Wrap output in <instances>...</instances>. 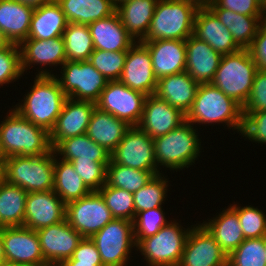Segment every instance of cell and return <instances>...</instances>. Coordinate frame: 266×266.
<instances>
[{"label": "cell", "instance_id": "obj_61", "mask_svg": "<svg viewBox=\"0 0 266 266\" xmlns=\"http://www.w3.org/2000/svg\"><path fill=\"white\" fill-rule=\"evenodd\" d=\"M263 243H264L265 258H266V234L263 236Z\"/></svg>", "mask_w": 266, "mask_h": 266}, {"label": "cell", "instance_id": "obj_58", "mask_svg": "<svg viewBox=\"0 0 266 266\" xmlns=\"http://www.w3.org/2000/svg\"><path fill=\"white\" fill-rule=\"evenodd\" d=\"M0 266H26V265H22V264H17V263H10V262H2L0 263Z\"/></svg>", "mask_w": 266, "mask_h": 266}, {"label": "cell", "instance_id": "obj_42", "mask_svg": "<svg viewBox=\"0 0 266 266\" xmlns=\"http://www.w3.org/2000/svg\"><path fill=\"white\" fill-rule=\"evenodd\" d=\"M127 51L94 50L88 62L108 81L119 80L125 65Z\"/></svg>", "mask_w": 266, "mask_h": 266}, {"label": "cell", "instance_id": "obj_18", "mask_svg": "<svg viewBox=\"0 0 266 266\" xmlns=\"http://www.w3.org/2000/svg\"><path fill=\"white\" fill-rule=\"evenodd\" d=\"M66 204L53 191L27 194L24 224L26 228L39 230L65 220Z\"/></svg>", "mask_w": 266, "mask_h": 266}, {"label": "cell", "instance_id": "obj_36", "mask_svg": "<svg viewBox=\"0 0 266 266\" xmlns=\"http://www.w3.org/2000/svg\"><path fill=\"white\" fill-rule=\"evenodd\" d=\"M53 191L65 204L83 198L91 192L76 173L73 164L60 158L58 160V157L54 160Z\"/></svg>", "mask_w": 266, "mask_h": 266}, {"label": "cell", "instance_id": "obj_38", "mask_svg": "<svg viewBox=\"0 0 266 266\" xmlns=\"http://www.w3.org/2000/svg\"><path fill=\"white\" fill-rule=\"evenodd\" d=\"M62 38L67 61H88L94 51L93 40L86 24L68 23Z\"/></svg>", "mask_w": 266, "mask_h": 266}, {"label": "cell", "instance_id": "obj_21", "mask_svg": "<svg viewBox=\"0 0 266 266\" xmlns=\"http://www.w3.org/2000/svg\"><path fill=\"white\" fill-rule=\"evenodd\" d=\"M149 50L155 77L182 73L186 67L185 40L140 41Z\"/></svg>", "mask_w": 266, "mask_h": 266}, {"label": "cell", "instance_id": "obj_14", "mask_svg": "<svg viewBox=\"0 0 266 266\" xmlns=\"http://www.w3.org/2000/svg\"><path fill=\"white\" fill-rule=\"evenodd\" d=\"M197 225L191 226L178 266H227V254L202 223Z\"/></svg>", "mask_w": 266, "mask_h": 266}, {"label": "cell", "instance_id": "obj_54", "mask_svg": "<svg viewBox=\"0 0 266 266\" xmlns=\"http://www.w3.org/2000/svg\"><path fill=\"white\" fill-rule=\"evenodd\" d=\"M190 3L194 4L197 8H209L211 5H214L217 0H187Z\"/></svg>", "mask_w": 266, "mask_h": 266}, {"label": "cell", "instance_id": "obj_55", "mask_svg": "<svg viewBox=\"0 0 266 266\" xmlns=\"http://www.w3.org/2000/svg\"><path fill=\"white\" fill-rule=\"evenodd\" d=\"M11 41L6 37V35L0 30V51L8 48L11 45Z\"/></svg>", "mask_w": 266, "mask_h": 266}, {"label": "cell", "instance_id": "obj_3", "mask_svg": "<svg viewBox=\"0 0 266 266\" xmlns=\"http://www.w3.org/2000/svg\"><path fill=\"white\" fill-rule=\"evenodd\" d=\"M186 121L192 125L225 123L230 130L232 128L241 133L242 106L212 83L199 84L191 109L186 114Z\"/></svg>", "mask_w": 266, "mask_h": 266}, {"label": "cell", "instance_id": "obj_22", "mask_svg": "<svg viewBox=\"0 0 266 266\" xmlns=\"http://www.w3.org/2000/svg\"><path fill=\"white\" fill-rule=\"evenodd\" d=\"M186 67L185 71L198 84L211 83L222 59V55L195 36L185 40Z\"/></svg>", "mask_w": 266, "mask_h": 266}, {"label": "cell", "instance_id": "obj_7", "mask_svg": "<svg viewBox=\"0 0 266 266\" xmlns=\"http://www.w3.org/2000/svg\"><path fill=\"white\" fill-rule=\"evenodd\" d=\"M196 130L190 122L185 121L169 133L154 138L157 169H160V165L177 172L178 169L192 165L201 152V142Z\"/></svg>", "mask_w": 266, "mask_h": 266}, {"label": "cell", "instance_id": "obj_44", "mask_svg": "<svg viewBox=\"0 0 266 266\" xmlns=\"http://www.w3.org/2000/svg\"><path fill=\"white\" fill-rule=\"evenodd\" d=\"M162 209V207H156L136 214L133 221L134 239L153 236L169 223Z\"/></svg>", "mask_w": 266, "mask_h": 266}, {"label": "cell", "instance_id": "obj_43", "mask_svg": "<svg viewBox=\"0 0 266 266\" xmlns=\"http://www.w3.org/2000/svg\"><path fill=\"white\" fill-rule=\"evenodd\" d=\"M238 215L245 239L260 238L266 234V215L257 207L231 206Z\"/></svg>", "mask_w": 266, "mask_h": 266}, {"label": "cell", "instance_id": "obj_27", "mask_svg": "<svg viewBox=\"0 0 266 266\" xmlns=\"http://www.w3.org/2000/svg\"><path fill=\"white\" fill-rule=\"evenodd\" d=\"M130 127L125 121L96 107L88 124L86 135L112 153Z\"/></svg>", "mask_w": 266, "mask_h": 266}, {"label": "cell", "instance_id": "obj_48", "mask_svg": "<svg viewBox=\"0 0 266 266\" xmlns=\"http://www.w3.org/2000/svg\"><path fill=\"white\" fill-rule=\"evenodd\" d=\"M241 135L252 142L266 144V111L243 115Z\"/></svg>", "mask_w": 266, "mask_h": 266}, {"label": "cell", "instance_id": "obj_60", "mask_svg": "<svg viewBox=\"0 0 266 266\" xmlns=\"http://www.w3.org/2000/svg\"><path fill=\"white\" fill-rule=\"evenodd\" d=\"M257 2L266 10V0H257Z\"/></svg>", "mask_w": 266, "mask_h": 266}, {"label": "cell", "instance_id": "obj_53", "mask_svg": "<svg viewBox=\"0 0 266 266\" xmlns=\"http://www.w3.org/2000/svg\"><path fill=\"white\" fill-rule=\"evenodd\" d=\"M60 266H103V263H86L79 260H65Z\"/></svg>", "mask_w": 266, "mask_h": 266}, {"label": "cell", "instance_id": "obj_16", "mask_svg": "<svg viewBox=\"0 0 266 266\" xmlns=\"http://www.w3.org/2000/svg\"><path fill=\"white\" fill-rule=\"evenodd\" d=\"M36 232L47 266H60L71 258L73 251L84 238L68 224L66 219Z\"/></svg>", "mask_w": 266, "mask_h": 266}, {"label": "cell", "instance_id": "obj_57", "mask_svg": "<svg viewBox=\"0 0 266 266\" xmlns=\"http://www.w3.org/2000/svg\"><path fill=\"white\" fill-rule=\"evenodd\" d=\"M4 180V158L0 157V182Z\"/></svg>", "mask_w": 266, "mask_h": 266}, {"label": "cell", "instance_id": "obj_9", "mask_svg": "<svg viewBox=\"0 0 266 266\" xmlns=\"http://www.w3.org/2000/svg\"><path fill=\"white\" fill-rule=\"evenodd\" d=\"M103 266H127L134 240L133 222L114 218L91 237Z\"/></svg>", "mask_w": 266, "mask_h": 266}, {"label": "cell", "instance_id": "obj_4", "mask_svg": "<svg viewBox=\"0 0 266 266\" xmlns=\"http://www.w3.org/2000/svg\"><path fill=\"white\" fill-rule=\"evenodd\" d=\"M197 10L187 0H158L148 32L141 41L186 40L193 35Z\"/></svg>", "mask_w": 266, "mask_h": 266}, {"label": "cell", "instance_id": "obj_37", "mask_svg": "<svg viewBox=\"0 0 266 266\" xmlns=\"http://www.w3.org/2000/svg\"><path fill=\"white\" fill-rule=\"evenodd\" d=\"M160 171H142L115 163L112 159L106 168V184L134 194Z\"/></svg>", "mask_w": 266, "mask_h": 266}, {"label": "cell", "instance_id": "obj_12", "mask_svg": "<svg viewBox=\"0 0 266 266\" xmlns=\"http://www.w3.org/2000/svg\"><path fill=\"white\" fill-rule=\"evenodd\" d=\"M146 97L144 93L131 89L119 80L108 81L96 107L125 121L129 126H138Z\"/></svg>", "mask_w": 266, "mask_h": 266}, {"label": "cell", "instance_id": "obj_2", "mask_svg": "<svg viewBox=\"0 0 266 266\" xmlns=\"http://www.w3.org/2000/svg\"><path fill=\"white\" fill-rule=\"evenodd\" d=\"M0 146L3 158L36 157L52 150L50 133L22 117L13 108L1 121Z\"/></svg>", "mask_w": 266, "mask_h": 266}, {"label": "cell", "instance_id": "obj_15", "mask_svg": "<svg viewBox=\"0 0 266 266\" xmlns=\"http://www.w3.org/2000/svg\"><path fill=\"white\" fill-rule=\"evenodd\" d=\"M1 234L5 261L26 266H47L35 230L20 227H3Z\"/></svg>", "mask_w": 266, "mask_h": 266}, {"label": "cell", "instance_id": "obj_35", "mask_svg": "<svg viewBox=\"0 0 266 266\" xmlns=\"http://www.w3.org/2000/svg\"><path fill=\"white\" fill-rule=\"evenodd\" d=\"M27 194L5 180L0 182V228L23 226Z\"/></svg>", "mask_w": 266, "mask_h": 266}, {"label": "cell", "instance_id": "obj_52", "mask_svg": "<svg viewBox=\"0 0 266 266\" xmlns=\"http://www.w3.org/2000/svg\"><path fill=\"white\" fill-rule=\"evenodd\" d=\"M16 2L25 4L33 9L40 7L41 5L48 4L54 0H15Z\"/></svg>", "mask_w": 266, "mask_h": 266}, {"label": "cell", "instance_id": "obj_23", "mask_svg": "<svg viewBox=\"0 0 266 266\" xmlns=\"http://www.w3.org/2000/svg\"><path fill=\"white\" fill-rule=\"evenodd\" d=\"M193 36L208 43L222 56L241 49L229 30L209 8H198L194 18Z\"/></svg>", "mask_w": 266, "mask_h": 266}, {"label": "cell", "instance_id": "obj_20", "mask_svg": "<svg viewBox=\"0 0 266 266\" xmlns=\"http://www.w3.org/2000/svg\"><path fill=\"white\" fill-rule=\"evenodd\" d=\"M186 121V115L155 94L146 97L138 127L150 137L157 138L174 130Z\"/></svg>", "mask_w": 266, "mask_h": 266}, {"label": "cell", "instance_id": "obj_30", "mask_svg": "<svg viewBox=\"0 0 266 266\" xmlns=\"http://www.w3.org/2000/svg\"><path fill=\"white\" fill-rule=\"evenodd\" d=\"M68 21L56 0L33 10L28 38L51 39L63 35Z\"/></svg>", "mask_w": 266, "mask_h": 266}, {"label": "cell", "instance_id": "obj_51", "mask_svg": "<svg viewBox=\"0 0 266 266\" xmlns=\"http://www.w3.org/2000/svg\"><path fill=\"white\" fill-rule=\"evenodd\" d=\"M67 260H79L86 263H102L100 254L91 238H83L73 251L71 258Z\"/></svg>", "mask_w": 266, "mask_h": 266}, {"label": "cell", "instance_id": "obj_47", "mask_svg": "<svg viewBox=\"0 0 266 266\" xmlns=\"http://www.w3.org/2000/svg\"><path fill=\"white\" fill-rule=\"evenodd\" d=\"M243 115L266 111V71L257 70L250 96L242 107Z\"/></svg>", "mask_w": 266, "mask_h": 266}, {"label": "cell", "instance_id": "obj_31", "mask_svg": "<svg viewBox=\"0 0 266 266\" xmlns=\"http://www.w3.org/2000/svg\"><path fill=\"white\" fill-rule=\"evenodd\" d=\"M208 221L202 224L213 235L227 256L245 240L237 212L231 205Z\"/></svg>", "mask_w": 266, "mask_h": 266}, {"label": "cell", "instance_id": "obj_24", "mask_svg": "<svg viewBox=\"0 0 266 266\" xmlns=\"http://www.w3.org/2000/svg\"><path fill=\"white\" fill-rule=\"evenodd\" d=\"M21 68L24 74L25 70L30 69L35 63L41 65V68L47 65H63L66 59L65 45L62 36L51 39L27 38L19 44Z\"/></svg>", "mask_w": 266, "mask_h": 266}, {"label": "cell", "instance_id": "obj_59", "mask_svg": "<svg viewBox=\"0 0 266 266\" xmlns=\"http://www.w3.org/2000/svg\"><path fill=\"white\" fill-rule=\"evenodd\" d=\"M113 2V4L117 7L118 5H120L121 3L127 1V0H111Z\"/></svg>", "mask_w": 266, "mask_h": 266}, {"label": "cell", "instance_id": "obj_25", "mask_svg": "<svg viewBox=\"0 0 266 266\" xmlns=\"http://www.w3.org/2000/svg\"><path fill=\"white\" fill-rule=\"evenodd\" d=\"M94 50L128 51L137 41L126 31L117 12L88 24Z\"/></svg>", "mask_w": 266, "mask_h": 266}, {"label": "cell", "instance_id": "obj_62", "mask_svg": "<svg viewBox=\"0 0 266 266\" xmlns=\"http://www.w3.org/2000/svg\"><path fill=\"white\" fill-rule=\"evenodd\" d=\"M0 157H3V156H2V152H1V146H0Z\"/></svg>", "mask_w": 266, "mask_h": 266}, {"label": "cell", "instance_id": "obj_8", "mask_svg": "<svg viewBox=\"0 0 266 266\" xmlns=\"http://www.w3.org/2000/svg\"><path fill=\"white\" fill-rule=\"evenodd\" d=\"M176 221L163 226L158 233L144 239H134L137 250L148 266H178L191 228L184 230Z\"/></svg>", "mask_w": 266, "mask_h": 266}, {"label": "cell", "instance_id": "obj_1", "mask_svg": "<svg viewBox=\"0 0 266 266\" xmlns=\"http://www.w3.org/2000/svg\"><path fill=\"white\" fill-rule=\"evenodd\" d=\"M34 78V85L25 94L22 104L13 108L33 124L43 127L49 133L54 128L67 96L56 76L46 69H40Z\"/></svg>", "mask_w": 266, "mask_h": 266}, {"label": "cell", "instance_id": "obj_13", "mask_svg": "<svg viewBox=\"0 0 266 266\" xmlns=\"http://www.w3.org/2000/svg\"><path fill=\"white\" fill-rule=\"evenodd\" d=\"M111 159L122 166L142 171L157 169L153 138L138 126H131L111 153Z\"/></svg>", "mask_w": 266, "mask_h": 266}, {"label": "cell", "instance_id": "obj_46", "mask_svg": "<svg viewBox=\"0 0 266 266\" xmlns=\"http://www.w3.org/2000/svg\"><path fill=\"white\" fill-rule=\"evenodd\" d=\"M22 75L20 48L18 44L12 43L0 51V86L16 81Z\"/></svg>", "mask_w": 266, "mask_h": 266}, {"label": "cell", "instance_id": "obj_29", "mask_svg": "<svg viewBox=\"0 0 266 266\" xmlns=\"http://www.w3.org/2000/svg\"><path fill=\"white\" fill-rule=\"evenodd\" d=\"M157 1L127 0L116 7L124 28L135 40L141 41L146 36Z\"/></svg>", "mask_w": 266, "mask_h": 266}, {"label": "cell", "instance_id": "obj_17", "mask_svg": "<svg viewBox=\"0 0 266 266\" xmlns=\"http://www.w3.org/2000/svg\"><path fill=\"white\" fill-rule=\"evenodd\" d=\"M119 81L145 95L155 94L157 78L154 75L148 48L137 41L128 51Z\"/></svg>", "mask_w": 266, "mask_h": 266}, {"label": "cell", "instance_id": "obj_50", "mask_svg": "<svg viewBox=\"0 0 266 266\" xmlns=\"http://www.w3.org/2000/svg\"><path fill=\"white\" fill-rule=\"evenodd\" d=\"M249 52L259 70L266 71V20H264L254 37Z\"/></svg>", "mask_w": 266, "mask_h": 266}, {"label": "cell", "instance_id": "obj_28", "mask_svg": "<svg viewBox=\"0 0 266 266\" xmlns=\"http://www.w3.org/2000/svg\"><path fill=\"white\" fill-rule=\"evenodd\" d=\"M33 8L15 0H0V30L13 44L28 38Z\"/></svg>", "mask_w": 266, "mask_h": 266}, {"label": "cell", "instance_id": "obj_41", "mask_svg": "<svg viewBox=\"0 0 266 266\" xmlns=\"http://www.w3.org/2000/svg\"><path fill=\"white\" fill-rule=\"evenodd\" d=\"M227 266H266L263 237L245 239L228 256Z\"/></svg>", "mask_w": 266, "mask_h": 266}, {"label": "cell", "instance_id": "obj_39", "mask_svg": "<svg viewBox=\"0 0 266 266\" xmlns=\"http://www.w3.org/2000/svg\"><path fill=\"white\" fill-rule=\"evenodd\" d=\"M161 175L163 174L154 175L145 186L133 194L135 216L139 212L162 207L167 196L168 181L164 175L163 177Z\"/></svg>", "mask_w": 266, "mask_h": 266}, {"label": "cell", "instance_id": "obj_10", "mask_svg": "<svg viewBox=\"0 0 266 266\" xmlns=\"http://www.w3.org/2000/svg\"><path fill=\"white\" fill-rule=\"evenodd\" d=\"M63 69V70H62ZM60 87L68 98L96 103L108 80L88 61H66L61 68Z\"/></svg>", "mask_w": 266, "mask_h": 266}, {"label": "cell", "instance_id": "obj_34", "mask_svg": "<svg viewBox=\"0 0 266 266\" xmlns=\"http://www.w3.org/2000/svg\"><path fill=\"white\" fill-rule=\"evenodd\" d=\"M232 34L241 49H248L266 16H247L227 9H210Z\"/></svg>", "mask_w": 266, "mask_h": 266}, {"label": "cell", "instance_id": "obj_56", "mask_svg": "<svg viewBox=\"0 0 266 266\" xmlns=\"http://www.w3.org/2000/svg\"><path fill=\"white\" fill-rule=\"evenodd\" d=\"M5 262L3 239L0 228V263Z\"/></svg>", "mask_w": 266, "mask_h": 266}, {"label": "cell", "instance_id": "obj_40", "mask_svg": "<svg viewBox=\"0 0 266 266\" xmlns=\"http://www.w3.org/2000/svg\"><path fill=\"white\" fill-rule=\"evenodd\" d=\"M98 192L104 199L113 218L134 221L135 208L132 193L120 188L108 186L106 183Z\"/></svg>", "mask_w": 266, "mask_h": 266}, {"label": "cell", "instance_id": "obj_26", "mask_svg": "<svg viewBox=\"0 0 266 266\" xmlns=\"http://www.w3.org/2000/svg\"><path fill=\"white\" fill-rule=\"evenodd\" d=\"M198 86L184 71L158 79L155 95L186 115L194 102Z\"/></svg>", "mask_w": 266, "mask_h": 266}, {"label": "cell", "instance_id": "obj_6", "mask_svg": "<svg viewBox=\"0 0 266 266\" xmlns=\"http://www.w3.org/2000/svg\"><path fill=\"white\" fill-rule=\"evenodd\" d=\"M258 68L249 49L223 55L211 82L242 107L247 102Z\"/></svg>", "mask_w": 266, "mask_h": 266}, {"label": "cell", "instance_id": "obj_32", "mask_svg": "<svg viewBox=\"0 0 266 266\" xmlns=\"http://www.w3.org/2000/svg\"><path fill=\"white\" fill-rule=\"evenodd\" d=\"M60 159L72 161L110 162L111 153L85 134L62 140L55 148Z\"/></svg>", "mask_w": 266, "mask_h": 266}, {"label": "cell", "instance_id": "obj_49", "mask_svg": "<svg viewBox=\"0 0 266 266\" xmlns=\"http://www.w3.org/2000/svg\"><path fill=\"white\" fill-rule=\"evenodd\" d=\"M209 9H227L247 16H266V10L257 0H217Z\"/></svg>", "mask_w": 266, "mask_h": 266}, {"label": "cell", "instance_id": "obj_11", "mask_svg": "<svg viewBox=\"0 0 266 266\" xmlns=\"http://www.w3.org/2000/svg\"><path fill=\"white\" fill-rule=\"evenodd\" d=\"M65 219L84 238H91L114 218L101 194L91 191L66 204Z\"/></svg>", "mask_w": 266, "mask_h": 266}, {"label": "cell", "instance_id": "obj_45", "mask_svg": "<svg viewBox=\"0 0 266 266\" xmlns=\"http://www.w3.org/2000/svg\"><path fill=\"white\" fill-rule=\"evenodd\" d=\"M71 163L90 191H99L106 183V168L109 162L72 161Z\"/></svg>", "mask_w": 266, "mask_h": 266}, {"label": "cell", "instance_id": "obj_5", "mask_svg": "<svg viewBox=\"0 0 266 266\" xmlns=\"http://www.w3.org/2000/svg\"><path fill=\"white\" fill-rule=\"evenodd\" d=\"M54 149L36 157L4 158V180L27 193L53 190Z\"/></svg>", "mask_w": 266, "mask_h": 266}, {"label": "cell", "instance_id": "obj_19", "mask_svg": "<svg viewBox=\"0 0 266 266\" xmlns=\"http://www.w3.org/2000/svg\"><path fill=\"white\" fill-rule=\"evenodd\" d=\"M95 108L94 102L67 97L56 124L50 131L52 149L64 139L85 134Z\"/></svg>", "mask_w": 266, "mask_h": 266}, {"label": "cell", "instance_id": "obj_33", "mask_svg": "<svg viewBox=\"0 0 266 266\" xmlns=\"http://www.w3.org/2000/svg\"><path fill=\"white\" fill-rule=\"evenodd\" d=\"M68 23L90 24L116 12L111 0H56Z\"/></svg>", "mask_w": 266, "mask_h": 266}]
</instances>
